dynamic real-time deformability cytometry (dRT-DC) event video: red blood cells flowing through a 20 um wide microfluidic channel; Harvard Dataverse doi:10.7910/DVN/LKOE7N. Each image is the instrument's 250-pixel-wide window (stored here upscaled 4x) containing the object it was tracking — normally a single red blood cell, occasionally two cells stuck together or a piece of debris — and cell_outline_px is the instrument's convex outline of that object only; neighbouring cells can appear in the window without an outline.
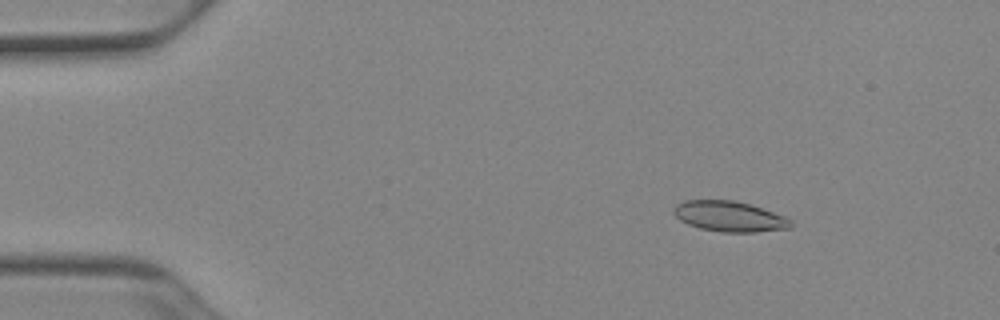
{"species": "Egyptian fruit bat (a non-hibernating species)", "species_latin": "Rousettus aegyptiacus", "temperature_condition": "cold", "stored_images_in_passage": 52, "camera_frame_rate_fps": 3000, "um_per_image_px": 0.085, "animal": {"sex": "female"}, "frame": {"image": 1, "passage_image": 8, "time_ms": 2.333, "image_size_px": [1000, 320], "cell_outline_px": [[792, 228], [756, 232], [720, 232], [700, 228], [688, 224], [680, 220], [672, 212], [672, 208], [676, 204], [684, 200], [736, 200], [752, 204], [784, 216], [792, 220]], "centroid_in_image_um": [62.0, 18.39], "position_along_channel_um": 23.0, "area_um2": 21.04}}
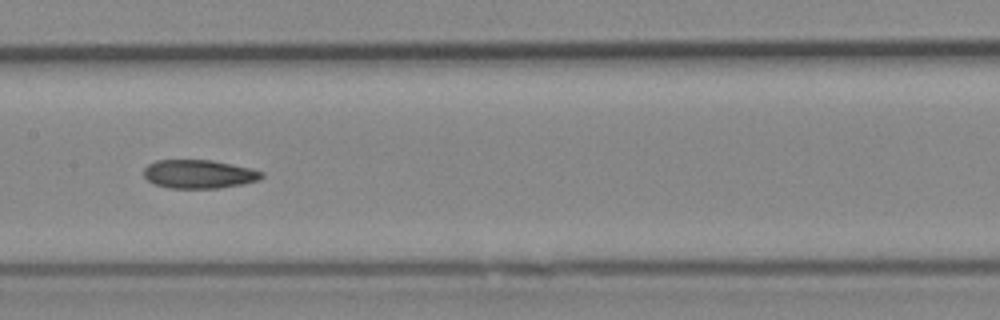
{"frame": {"image": 2, "passage_image": 27, "time_ms": 8.667, "image_size_px": [1000, 320], "cell_outline_px": [[264, 176], [260, 180], [244, 184], [220, 188], [168, 188], [152, 184], [144, 176], [144, 168], [148, 164], [156, 160], [212, 160], [252, 168], [264, 172]], "centroid_in_image_um": [16.93, 14.8], "position_along_channel_um": 190.5, "area_um2": 19.94}}
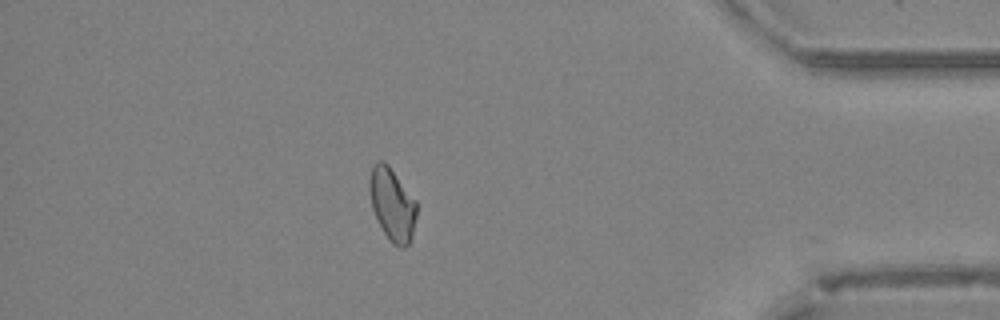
{"frame": {"image": 3, "passage_image": 46, "time_ms": 15.0, "image_size_px": [1000, 320], "cell_outline_px": [[416, 216], [412, 240], [404, 248], [400, 248], [392, 244], [384, 232], [372, 208], [368, 188], [368, 180], [372, 164], [376, 160], [384, 160], [388, 164], [416, 200]], "centroid_in_image_um": [33.33, 17.34], "position_along_channel_um": 401.9, "area_um2": 20.23}, "authors_computed_cell_mechanics": {"area_um2": 20.3456, "velocity_mm_per_s": 3.9251, "shape_relaxation_time_tau1_ms": null, "shape_relaxation_time_tau2_ms": 7.3409, "deformation_change_tau1": null, "deformation_change_tau2": 0.1124}}